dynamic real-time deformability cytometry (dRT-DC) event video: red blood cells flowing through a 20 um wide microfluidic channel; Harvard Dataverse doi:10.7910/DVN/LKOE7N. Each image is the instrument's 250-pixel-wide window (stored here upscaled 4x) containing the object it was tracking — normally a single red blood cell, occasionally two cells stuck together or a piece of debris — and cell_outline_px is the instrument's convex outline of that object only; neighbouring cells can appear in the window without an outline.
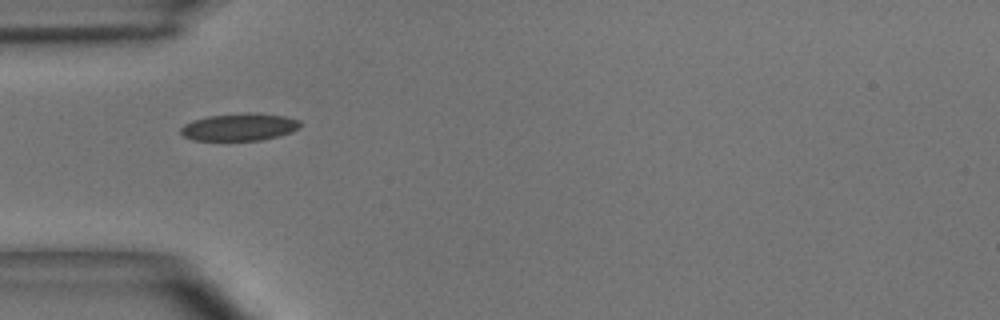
{"species": "common noctule bat (a hibernating species)", "species_latin": "Nyctalus noctula", "temperature_condition": "room temperature", "stored_images_in_passage": 9, "camera_frame_rate_fps": 3000, "um_per_image_px": 0.085, "animal": {"sex": "male", "body_mass_g": 15.6}, "frame": {"image": 1, "passage_image": 1, "time_ms": 0.0, "image_size_px": [1000, 320], "cell_outline_px": [[300, 124], [292, 132], [260, 140], [192, 140], [184, 136], [180, 132], [180, 128], [184, 124], [192, 120], [208, 116], [248, 112], [284, 116], [300, 120]], "centroid_in_image_um": [20.3, 10.79], "position_along_channel_um": 64.7, "area_um2": 18.9}}
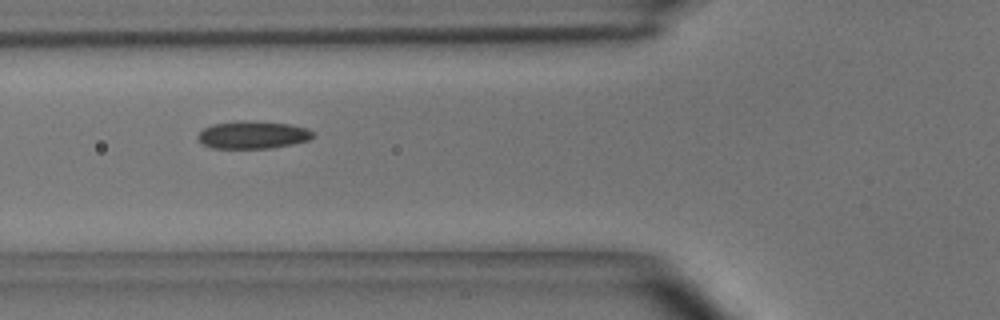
{"frame": {"image": 2, "passage_image": 4, "time_ms": 1.0, "image_size_px": [1000, 320], "cell_outline_px": [[316, 136], [308, 140], [292, 144], [268, 148], [212, 148], [196, 140], [196, 136], [204, 128], [212, 124], [240, 120], [244, 120], [288, 124], [304, 128], [316, 132]], "centroid_in_image_um": [21.46, 11.46], "position_along_channel_um": 104.3, "area_um2": 18.55}}